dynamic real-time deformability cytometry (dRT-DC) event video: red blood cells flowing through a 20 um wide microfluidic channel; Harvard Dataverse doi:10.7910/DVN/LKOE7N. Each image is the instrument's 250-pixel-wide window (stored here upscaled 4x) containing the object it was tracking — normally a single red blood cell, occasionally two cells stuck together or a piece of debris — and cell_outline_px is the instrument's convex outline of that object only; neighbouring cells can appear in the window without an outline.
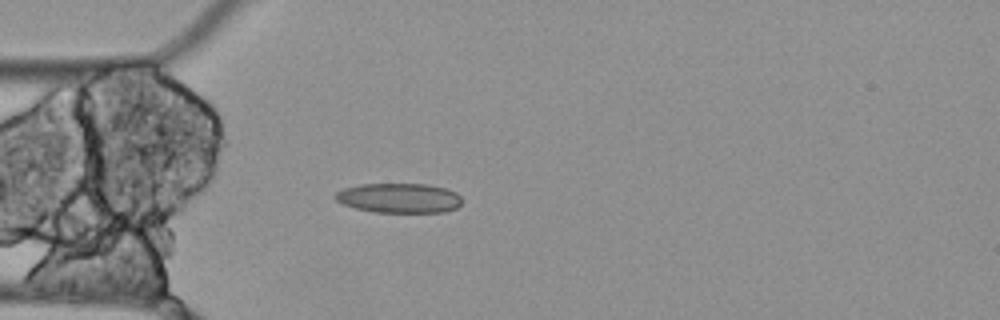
{"species": "Egyptian fruit bat (a non-hibernating species)", "species_latin": "Rousettus aegyptiacus", "temperature_condition": "cold", "stored_images_in_passage": 5, "camera_frame_rate_fps": 3000, "um_per_image_px": 0.085, "animal": {"sex": "female"}, "frame": {"image": 1, "passage_image": 5, "time_ms": 1.333, "image_size_px": [1000, 320], "cell_outline_px": [[460, 204], [456, 208], [444, 212], [372, 212], [356, 208], [344, 204], [336, 200], [332, 196], [336, 192], [344, 188], [360, 184], [428, 184], [444, 188], [456, 192], [460, 196]], "centroid_in_image_um": [33.9, 16.83], "position_along_channel_um": 51.1, "area_um2": 21.91}}